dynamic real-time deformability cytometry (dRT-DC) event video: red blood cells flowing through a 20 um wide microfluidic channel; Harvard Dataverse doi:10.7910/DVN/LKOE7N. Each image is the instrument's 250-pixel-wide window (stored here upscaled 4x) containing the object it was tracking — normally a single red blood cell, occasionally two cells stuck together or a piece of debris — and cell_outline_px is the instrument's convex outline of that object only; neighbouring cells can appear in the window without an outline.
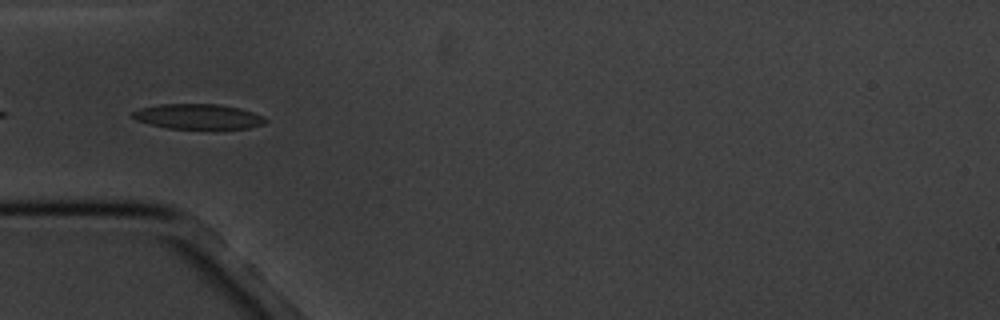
{"species": "common noctule bat (a hibernating species)", "species_latin": "Nyctalus noctula", "temperature_condition": "cold", "stored_images_in_passage": 6, "camera_frame_rate_fps": 3000, "um_per_image_px": 0.085, "animal": {"sex": "male", "body_mass_g": 20.1, "forearm_length_mm": 53.5}, "frame": {"image": 1, "passage_image": 6, "time_ms": 6.667, "image_size_px": [1000, 320], "cell_outline_px": [[268, 120], [264, 124], [248, 128], [168, 128], [148, 124], [136, 120], [132, 116], [132, 112], [140, 108], [160, 104], [220, 104], [240, 108], [264, 116]], "centroid_in_image_um": [16.84, 9.9], "position_along_channel_um": 68.2, "area_um2": 19.36}}